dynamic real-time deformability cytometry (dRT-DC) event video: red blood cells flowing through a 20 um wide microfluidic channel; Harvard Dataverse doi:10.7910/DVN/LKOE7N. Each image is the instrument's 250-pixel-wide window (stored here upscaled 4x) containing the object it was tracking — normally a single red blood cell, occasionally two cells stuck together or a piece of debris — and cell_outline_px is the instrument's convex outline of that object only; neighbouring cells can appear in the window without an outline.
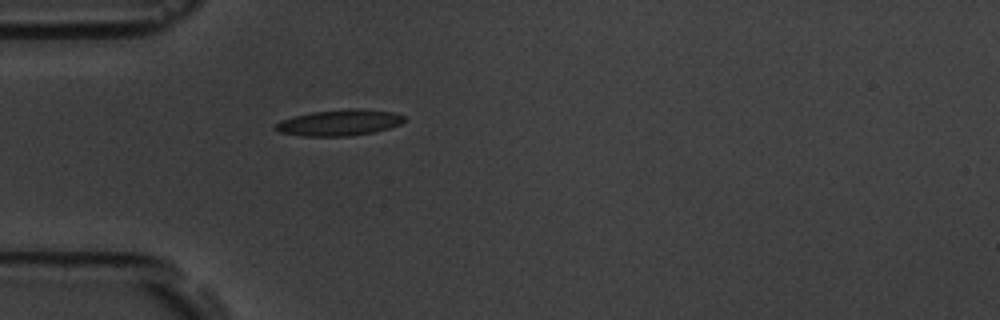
{"species": "common noctule bat (a hibernating species)", "species_latin": "Nyctalus noctula", "temperature_condition": "room temperature", "stored_images_in_passage": 1, "camera_frame_rate_fps": 3000, "um_per_image_px": 0.085, "animal": {"sex": "male", "body_mass_g": 19.5, "forearm_length_mm": 54.6}, "frame": {"image": 1, "passage_image": 1, "time_ms": 0.0, "image_size_px": [1000, 320], "cell_outline_px": [[408, 120], [400, 124], [376, 132], [348, 136], [300, 136], [280, 132], [276, 128], [276, 124], [280, 120], [312, 112], [356, 108], [392, 112], [404, 116]], "centroid_in_image_um": [28.89, 10.43], "position_along_channel_um": 56.1, "area_um2": 19.42}}